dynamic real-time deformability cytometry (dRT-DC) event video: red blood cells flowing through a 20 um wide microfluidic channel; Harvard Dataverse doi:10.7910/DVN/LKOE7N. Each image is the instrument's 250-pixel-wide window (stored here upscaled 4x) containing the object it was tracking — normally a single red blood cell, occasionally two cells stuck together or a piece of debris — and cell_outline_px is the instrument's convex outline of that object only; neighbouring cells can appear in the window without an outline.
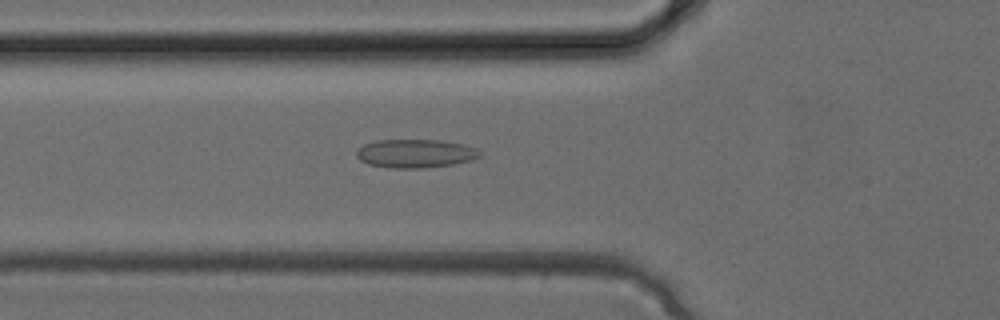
{"species": "common noctule bat (a hibernating species)", "species_latin": "Nyctalus noctula", "temperature_condition": "cold", "stored_images_in_passage": 33, "camera_frame_rate_fps": 3000, "um_per_image_px": 0.085, "animal": {"sex": "female", "body_mass_g": 24.6, "forearm_length_mm": 56.2}, "frame": {"image": 1, "passage_image": 11, "time_ms": 3.333, "image_size_px": [1000, 320], "cell_outline_px": [[480, 156], [472, 160], [452, 164], [424, 168], [392, 168], [368, 164], [360, 160], [356, 156], [356, 148], [364, 144], [376, 140], [440, 140], [464, 144], [476, 148], [480, 152]], "centroid_in_image_um": [35.28, 13.04], "position_along_channel_um": 90.5, "area_um2": 20.58}}
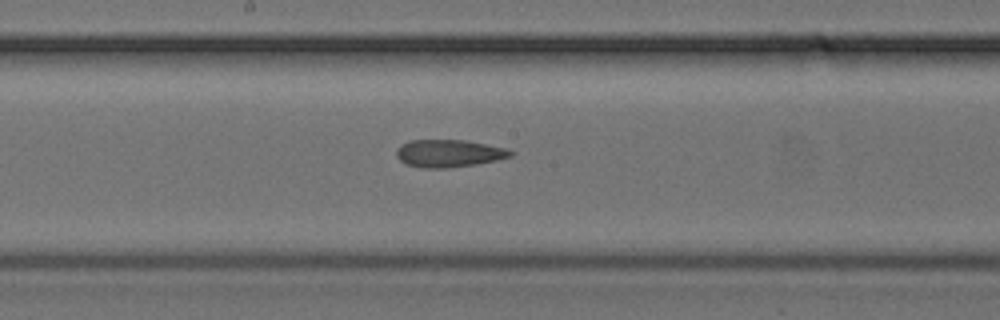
{"frame": {"image": 2, "passage_image": 17, "time_ms": 5.333, "image_size_px": [1000, 320], "cell_outline_px": [[516, 152], [512, 156], [496, 160], [476, 164], [448, 168], [420, 168], [404, 164], [396, 156], [396, 148], [400, 144], [408, 140], [464, 140], [508, 148]], "centroid_in_image_um": [38.13, 13.03], "position_along_channel_um": 210.1, "area_um2": 18.61}}
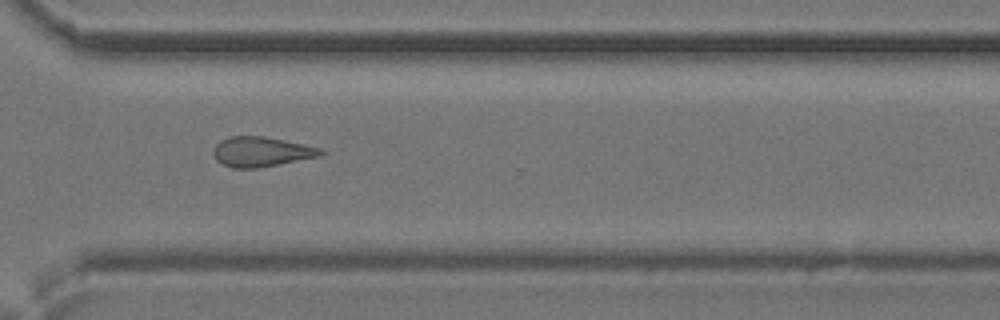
{"frame": {"image": 3, "passage_image": 24, "time_ms": 7.667, "image_size_px": [1000, 320], "cell_outline_px": [[328, 152], [320, 156], [260, 168], [232, 168], [216, 160], [212, 152], [212, 148], [220, 140], [228, 136], [264, 136], [304, 144], [320, 148]], "centroid_in_image_um": [22.2, 12.89], "position_along_channel_um": 348.4, "area_um2": 18.9}}